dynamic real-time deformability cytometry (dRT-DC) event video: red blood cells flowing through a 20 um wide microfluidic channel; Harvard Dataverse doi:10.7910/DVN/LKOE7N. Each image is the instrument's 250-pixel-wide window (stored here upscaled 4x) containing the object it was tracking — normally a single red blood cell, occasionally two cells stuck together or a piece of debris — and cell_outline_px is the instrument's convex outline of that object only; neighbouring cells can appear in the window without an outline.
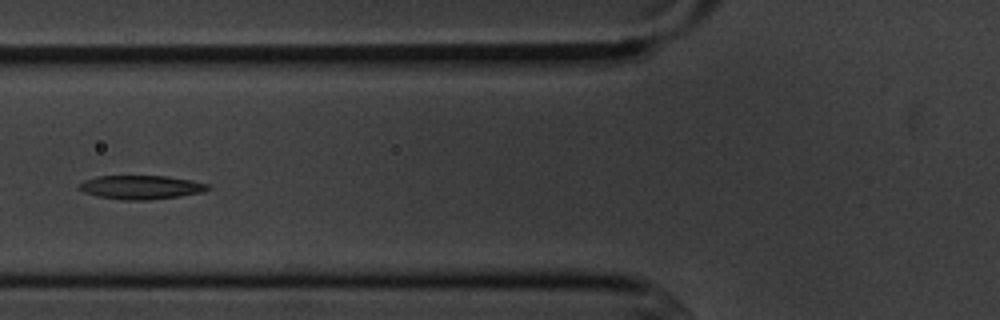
{"species": "common noctule bat (a hibernating species)", "species_latin": "Nyctalus noctula", "temperature_condition": "cold", "stored_images_in_passage": 10, "camera_frame_rate_fps": 3000, "um_per_image_px": 0.085, "animal": {"sex": "male", "body_mass_g": 20.1, "forearm_length_mm": 53.5}, "frame": {"image": 1, "passage_image": 5, "time_ms": 5.0, "image_size_px": [1000, 320], "cell_outline_px": [[212, 188], [204, 192], [180, 196], [148, 200], [120, 200], [96, 196], [84, 192], [76, 188], [84, 180], [96, 176], [168, 176], [192, 180], [212, 184]], "centroid_in_image_um": [12.02, 15.92], "position_along_channel_um": 113.8, "area_um2": 18.21}}
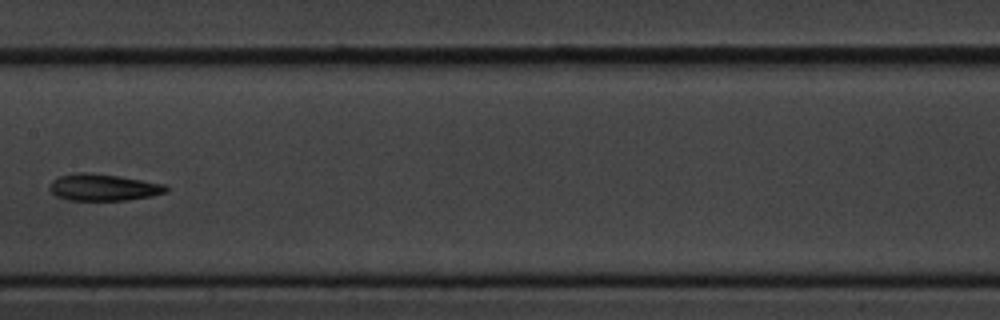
{"frame": {"image": 2, "passage_image": 7, "time_ms": 7.333, "image_size_px": [1000, 320], "cell_outline_px": [[168, 192], [152, 196], [128, 200], [68, 200], [56, 196], [48, 188], [48, 184], [52, 180], [60, 176], [80, 172], [88, 172], [120, 176], [164, 184], [168, 188]], "centroid_in_image_um": [8.77, 15.92], "position_along_channel_um": 198.6, "area_um2": 18.26}}
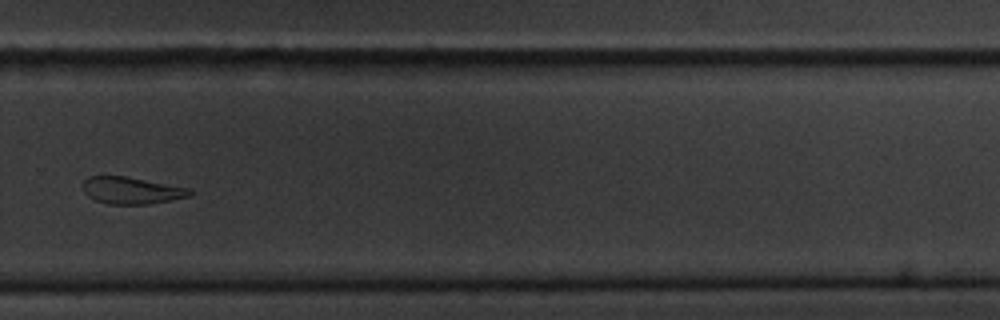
{"frame": {"image": 3, "passage_image": 10, "time_ms": 10.667, "image_size_px": [1000, 320], "cell_outline_px": [[192, 192], [188, 196], [148, 204], [108, 204], [96, 200], [88, 196], [84, 192], [84, 180], [88, 176], [124, 176], [192, 188]], "centroid_in_image_um": [11.17, 16.18], "position_along_channel_um": 318.6, "area_um2": 16.59}}